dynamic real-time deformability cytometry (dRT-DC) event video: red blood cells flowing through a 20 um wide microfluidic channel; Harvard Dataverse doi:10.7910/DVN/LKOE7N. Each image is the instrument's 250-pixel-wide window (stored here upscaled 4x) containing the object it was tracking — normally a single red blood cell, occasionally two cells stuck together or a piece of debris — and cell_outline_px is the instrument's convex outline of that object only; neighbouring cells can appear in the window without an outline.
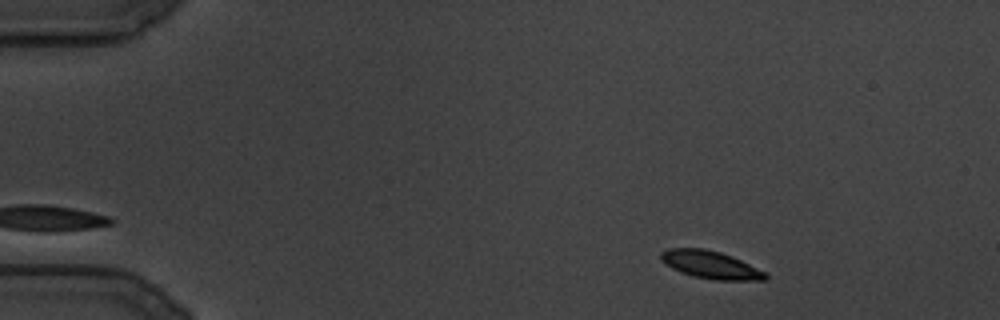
{"species": "common noctule bat (a hibernating species)", "species_latin": "Nyctalus noctula", "temperature_condition": "cold", "stored_images_in_passage": 19, "camera_frame_rate_fps": 3000, "um_per_image_px": 0.085, "animal": {"sex": "male", "body_mass_g": 19.5, "forearm_length_mm": 54.6}, "frame": {"image": 1, "passage_image": 2, "time_ms": 0.333, "image_size_px": [1000, 320], "cell_outline_px": [[768, 280], [716, 280], [692, 276], [680, 272], [664, 264], [660, 260], [660, 252], [668, 248], [704, 248], [720, 252], [732, 256], [768, 272]], "centroid_in_image_um": [60.41, 22.51], "position_along_channel_um": 24.6, "area_um2": 17.17}}